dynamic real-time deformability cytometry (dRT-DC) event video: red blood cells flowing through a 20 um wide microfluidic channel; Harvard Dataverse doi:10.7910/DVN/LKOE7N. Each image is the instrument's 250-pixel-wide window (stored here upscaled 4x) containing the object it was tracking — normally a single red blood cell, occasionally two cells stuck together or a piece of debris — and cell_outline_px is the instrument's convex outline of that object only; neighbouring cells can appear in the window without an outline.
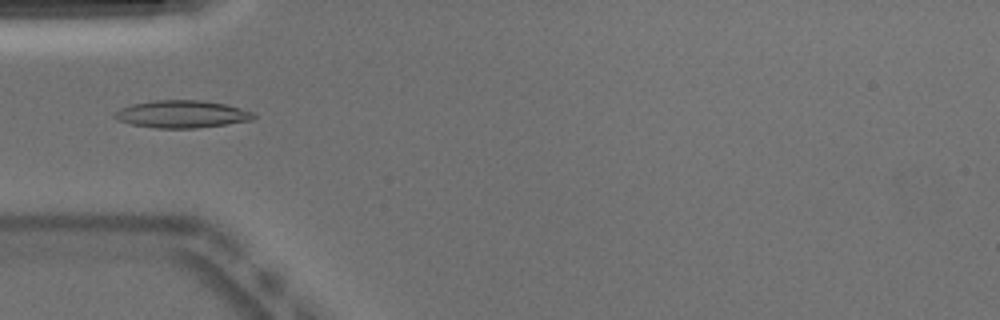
{"species": "Egyptian fruit bat (a non-hibernating species)", "species_latin": "Rousettus aegyptiacus", "temperature_condition": "warm", "stored_images_in_passage": 50, "camera_frame_rate_fps": 3000, "um_per_image_px": 0.085, "animal": {"sex": "male"}, "frame": {"image": 1, "passage_image": 15, "time_ms": 4.667, "image_size_px": [1000, 320], "cell_outline_px": [[256, 116], [252, 120], [196, 128], [156, 128], [132, 124], [120, 120], [112, 116], [120, 108], [132, 104], [152, 100], [200, 100], [224, 104], [240, 108], [252, 112]], "centroid_in_image_um": [15.44, 9.69], "position_along_channel_um": 69.6, "area_um2": 21.96}}
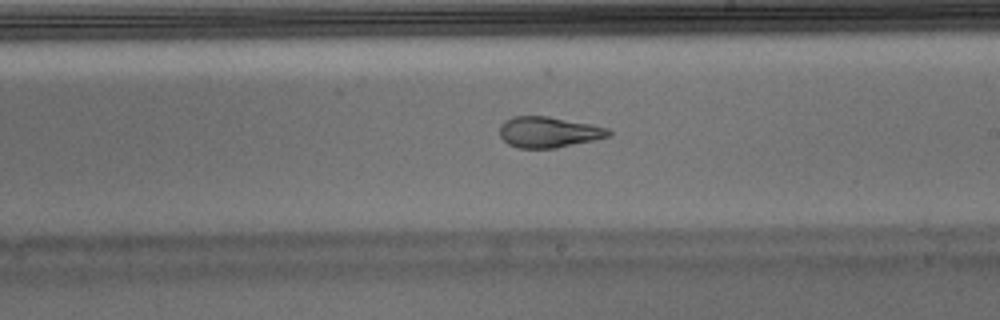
{"frame": {"image": 2, "passage_image": 28, "time_ms": 9.0, "image_size_px": [1000, 320], "cell_outline_px": [[612, 136], [556, 148], [520, 148], [508, 144], [500, 136], [500, 124], [504, 120], [512, 116], [548, 116], [608, 128], [612, 132]], "centroid_in_image_um": [46.61, 11.23], "position_along_channel_um": 242.4, "area_um2": 19.54}}
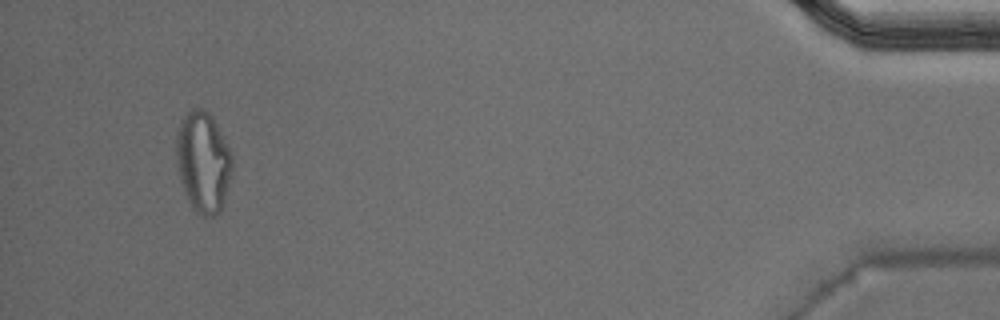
{"frame": {"image": 3, "passage_image": 47, "time_ms": 15.333, "image_size_px": [1000, 320], "cell_outline_px": [[232, 176], [220, 212], [212, 216], [204, 216], [196, 212], [188, 200], [180, 180], [176, 160], [176, 132], [180, 120], [192, 108], [204, 108], [212, 116], [232, 152]], "centroid_in_image_um": [17.27, 13.74], "position_along_channel_um": 417.9, "area_um2": 33.12}, "authors_computed_cell_mechanics": {"area_um2": 20.6924, "velocity_mm_per_s": 3.9548, "shape_relaxation_time_tau1_ms": null, "shape_relaxation_time_tau2_ms": 1.6361, "deformation_change_tau1": null, "deformation_change_tau2": 0.084}}